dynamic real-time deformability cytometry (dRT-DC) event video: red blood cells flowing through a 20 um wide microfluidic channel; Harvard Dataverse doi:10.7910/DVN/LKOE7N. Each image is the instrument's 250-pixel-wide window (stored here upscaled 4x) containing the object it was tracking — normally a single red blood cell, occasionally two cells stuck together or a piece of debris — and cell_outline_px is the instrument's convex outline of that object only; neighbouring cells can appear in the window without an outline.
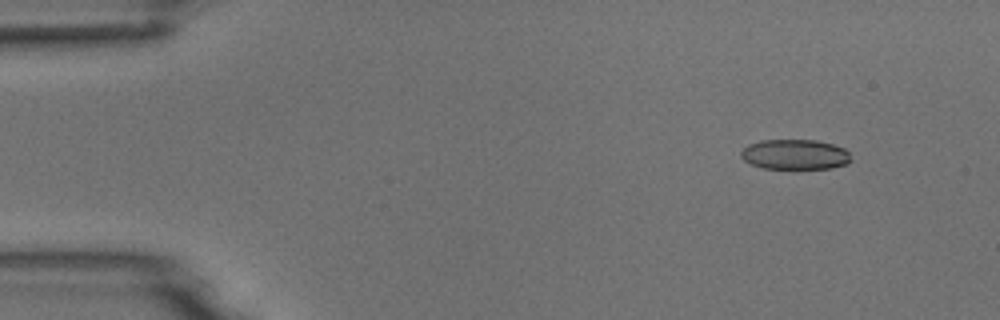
{"species": "common noctule bat (a hibernating species)", "species_latin": "Nyctalus noctula", "temperature_condition": "room temperature", "stored_images_in_passage": 4, "camera_frame_rate_fps": 3000, "um_per_image_px": 0.085, "animal": {"sex": "male", "body_mass_g": 18.8}, "frame": {"image": 1, "passage_image": 1, "time_ms": 0.0, "image_size_px": [1000, 320], "cell_outline_px": [[852, 160], [848, 164], [832, 168], [764, 168], [752, 164], [744, 160], [740, 156], [740, 152], [748, 144], [760, 140], [816, 140], [832, 144], [844, 148], [848, 152]], "centroid_in_image_um": [67.58, 13.12], "position_along_channel_um": 17.4, "area_um2": 19.31}}